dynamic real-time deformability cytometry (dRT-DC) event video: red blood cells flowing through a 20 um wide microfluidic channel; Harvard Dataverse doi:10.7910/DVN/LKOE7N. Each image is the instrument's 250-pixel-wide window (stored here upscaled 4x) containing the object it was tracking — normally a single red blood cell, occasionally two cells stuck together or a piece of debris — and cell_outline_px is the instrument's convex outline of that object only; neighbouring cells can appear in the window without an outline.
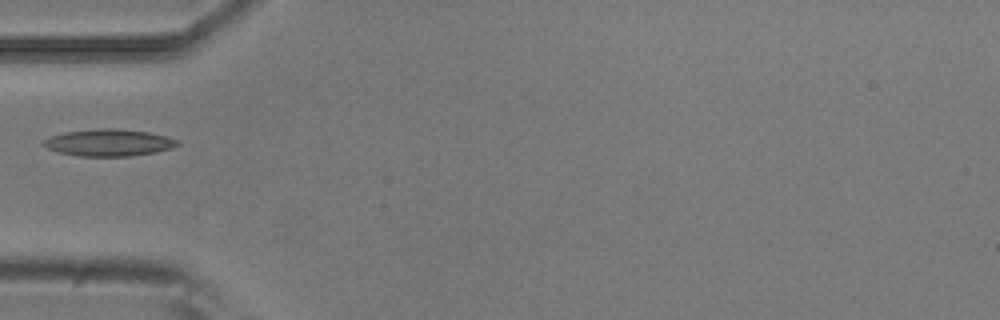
{"species": "common noctule bat (a hibernating species)", "species_latin": "Nyctalus noctula", "temperature_condition": "room temperature", "stored_images_in_passage": 2, "camera_frame_rate_fps": 3000, "um_per_image_px": 0.085, "animal": {"sex": "male", "body_mass_g": 20.5, "forearm_length_mm": 52.5}, "frame": {"image": 1, "passage_image": 1, "time_ms": 0.0, "image_size_px": [1000, 320], "cell_outline_px": [[180, 144], [172, 148], [156, 152], [128, 156], [80, 156], [60, 152], [48, 148], [44, 144], [44, 140], [52, 136], [64, 132], [100, 128], [116, 128], [148, 132], [180, 140]], "centroid_in_image_um": [9.3, 12.12], "position_along_channel_um": 75.7, "area_um2": 20.81}}
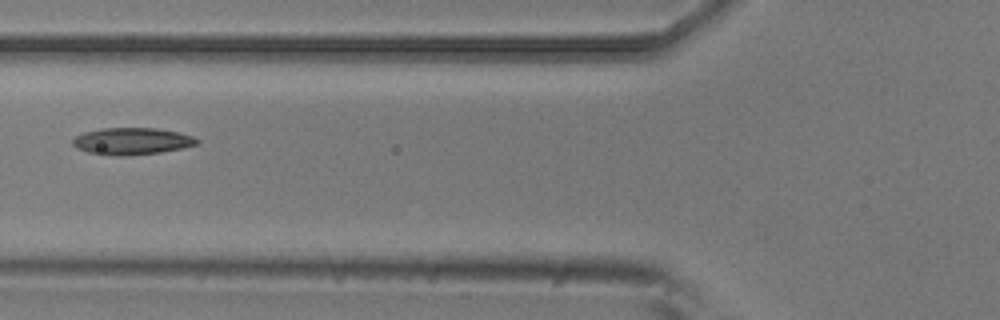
{"frame": {"image": 2, "passage_image": 2, "time_ms": 0.333, "image_size_px": [1000, 320], "cell_outline_px": [[200, 144], [160, 152], [124, 156], [116, 156], [88, 152], [76, 148], [72, 144], [72, 140], [76, 136], [84, 132], [104, 128], [156, 128], [176, 132], [192, 136], [200, 140]], "centroid_in_image_um": [11.2, 12.0], "position_along_channel_um": 114.6, "area_um2": 19.36}}